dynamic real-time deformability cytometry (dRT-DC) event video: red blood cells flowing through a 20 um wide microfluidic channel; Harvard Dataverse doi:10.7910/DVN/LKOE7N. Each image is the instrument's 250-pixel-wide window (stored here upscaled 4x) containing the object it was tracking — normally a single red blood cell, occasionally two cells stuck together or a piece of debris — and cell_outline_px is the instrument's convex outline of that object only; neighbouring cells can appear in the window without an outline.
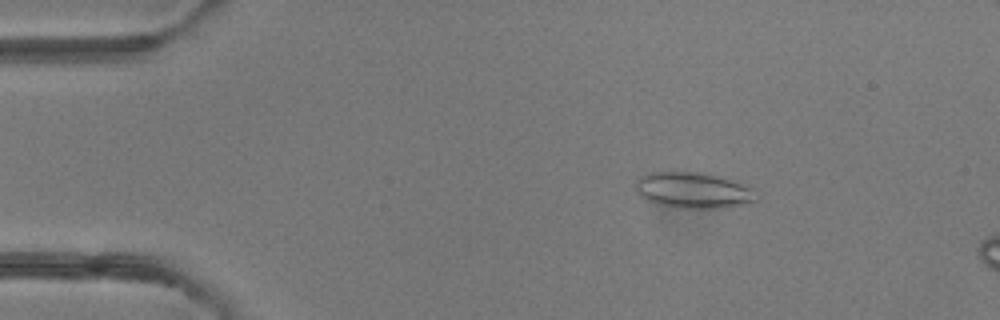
{"species": "common noctule bat (a hibernating species)", "species_latin": "Nyctalus noctula", "temperature_condition": "room temperature", "stored_images_in_passage": 5, "camera_frame_rate_fps": 3000, "um_per_image_px": 0.085, "animal": {"sex": "female"}, "frame": {"image": 1, "passage_image": 3, "time_ms": 2.333, "image_size_px": [1000, 320], "cell_outline_px": [[756, 200], [724, 208], [680, 208], [656, 204], [640, 196], [636, 192], [636, 180], [640, 176], [648, 172], [704, 172], [720, 176], [732, 180], [752, 188]], "centroid_in_image_um": [58.86, 16.16], "position_along_channel_um": 26.1, "area_um2": 25.2}}